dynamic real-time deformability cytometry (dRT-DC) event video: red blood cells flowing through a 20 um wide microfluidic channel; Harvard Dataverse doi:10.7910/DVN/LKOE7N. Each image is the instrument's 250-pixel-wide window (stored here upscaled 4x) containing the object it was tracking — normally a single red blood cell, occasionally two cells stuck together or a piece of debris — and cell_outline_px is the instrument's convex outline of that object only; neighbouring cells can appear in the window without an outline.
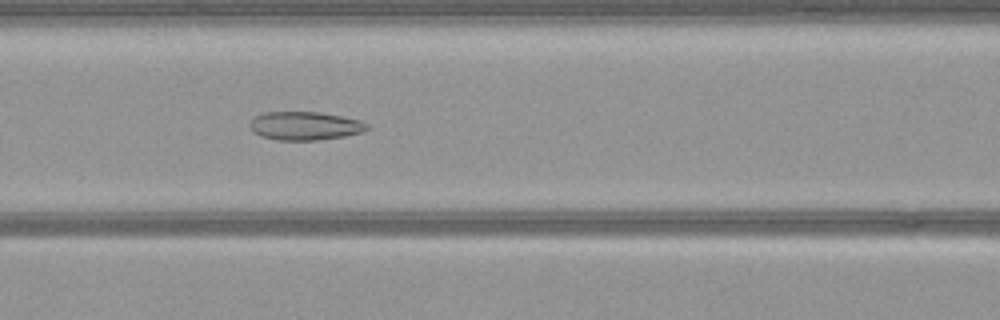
{"species": "common noctule bat (a hibernating species)", "species_latin": "Nyctalus noctula", "temperature_condition": "warm", "stored_images_in_passage": 52, "camera_frame_rate_fps": 3000, "um_per_image_px": 0.085, "animal": {"sex": "female", "body_mass_g": 21.9}, "frame": {"image": 1, "passage_image": 21, "time_ms": 6.667, "image_size_px": [1000, 320], "cell_outline_px": [[368, 128], [364, 132], [344, 136], [316, 140], [280, 140], [260, 136], [252, 132], [248, 124], [256, 116], [264, 112], [320, 112], [360, 120], [368, 124]], "centroid_in_image_um": [25.9, 10.7], "position_along_channel_um": 140.7, "area_um2": 19.42}}
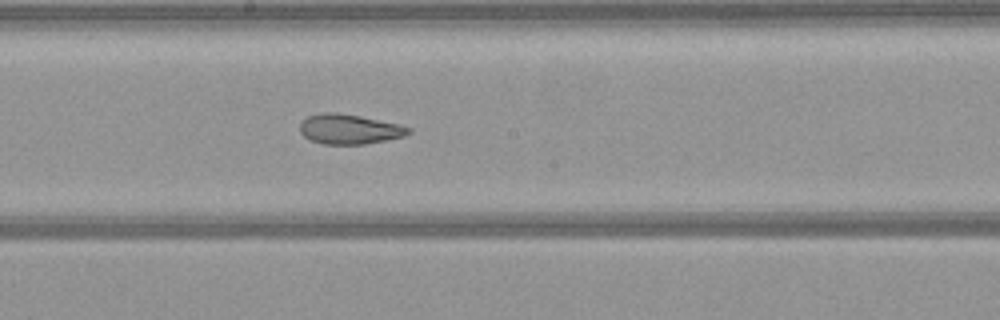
{"frame": {"image": 2, "passage_image": 27, "time_ms": 8.667, "image_size_px": [1000, 320], "cell_outline_px": [[412, 132], [404, 136], [388, 140], [364, 144], [324, 144], [312, 140], [304, 136], [300, 132], [300, 124], [308, 116], [324, 112], [336, 112], [360, 116], [400, 124], [412, 128]], "centroid_in_image_um": [29.74, 10.98], "position_along_channel_um": 218.5, "area_um2": 18.9}}
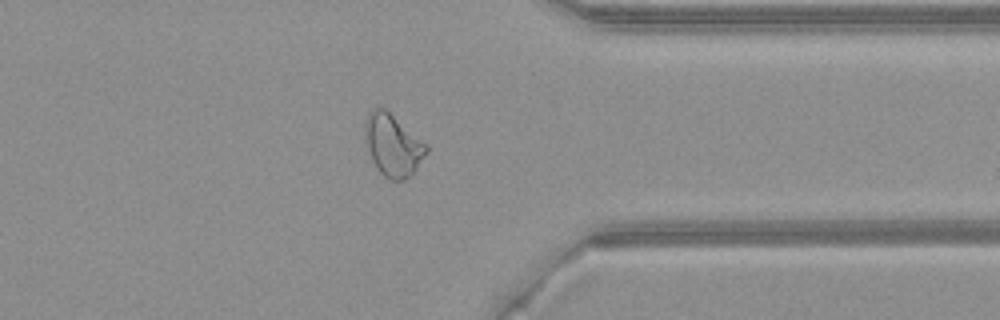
{"frame": {"image": 3, "passage_image": 40, "time_ms": 13.0, "image_size_px": [1000, 320], "cell_outline_px": [[428, 152], [416, 168], [404, 180], [388, 180], [380, 172], [372, 160], [368, 148], [364, 132], [364, 128], [368, 112], [372, 108], [384, 108], [428, 144]], "centroid_in_image_um": [33.4, 12.33], "position_along_channel_um": 378.0, "area_um2": 21.96}}